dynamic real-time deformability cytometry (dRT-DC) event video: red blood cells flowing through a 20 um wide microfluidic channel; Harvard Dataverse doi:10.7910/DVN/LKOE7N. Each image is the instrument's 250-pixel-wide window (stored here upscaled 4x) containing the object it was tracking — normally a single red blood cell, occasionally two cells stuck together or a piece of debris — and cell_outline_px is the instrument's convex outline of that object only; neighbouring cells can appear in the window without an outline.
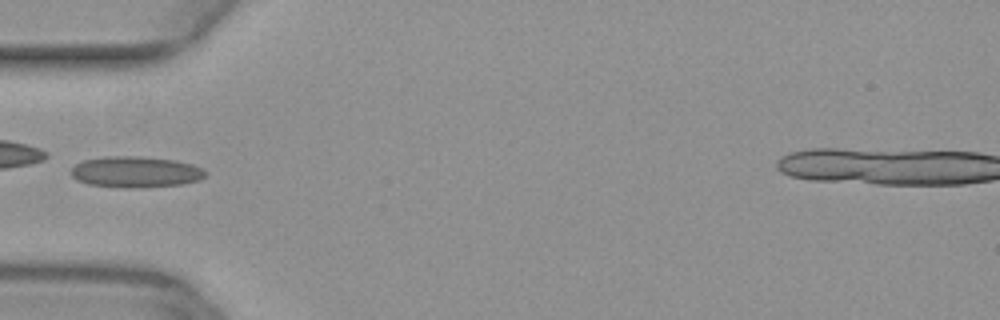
{"species": "common noctule bat (a hibernating species)", "species_latin": "Nyctalus noctula", "temperature_condition": "warm", "stored_images_in_passage": 34, "camera_frame_rate_fps": 3000, "um_per_image_px": 0.085, "animal": {"sex": "female", "body_mass_g": 29.2, "forearm_length_mm": 56.3}, "frame": {"image": 1, "passage_image": 1, "time_ms": 0.0, "image_size_px": [1000, 320], "cell_outline_px": [[208, 172], [200, 180], [180, 184], [140, 188], [124, 188], [88, 184], [76, 180], [72, 176], [72, 168], [76, 164], [84, 160], [104, 156], [140, 156], [176, 160], [192, 164]], "centroid_in_image_um": [11.53, 14.61], "position_along_channel_um": 73.5, "area_um2": 24.45}}